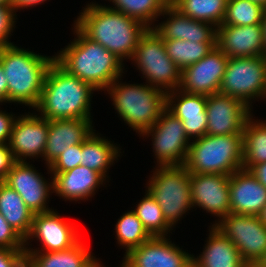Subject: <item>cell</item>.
<instances>
[{"label": "cell", "instance_id": "obj_12", "mask_svg": "<svg viewBox=\"0 0 266 267\" xmlns=\"http://www.w3.org/2000/svg\"><path fill=\"white\" fill-rule=\"evenodd\" d=\"M66 220L56 209L34 214L30 234L25 239V252L64 251L76 245L81 240L78 226ZM35 239L41 246L35 249L28 247Z\"/></svg>", "mask_w": 266, "mask_h": 267}, {"label": "cell", "instance_id": "obj_31", "mask_svg": "<svg viewBox=\"0 0 266 267\" xmlns=\"http://www.w3.org/2000/svg\"><path fill=\"white\" fill-rule=\"evenodd\" d=\"M109 1L113 6L108 5V8L137 19L147 28H153L154 23L159 21L157 19L170 5L171 0H108V2Z\"/></svg>", "mask_w": 266, "mask_h": 267}, {"label": "cell", "instance_id": "obj_11", "mask_svg": "<svg viewBox=\"0 0 266 267\" xmlns=\"http://www.w3.org/2000/svg\"><path fill=\"white\" fill-rule=\"evenodd\" d=\"M214 226L230 239L248 265H255L264 257L266 225L259 216L230 213Z\"/></svg>", "mask_w": 266, "mask_h": 267}, {"label": "cell", "instance_id": "obj_44", "mask_svg": "<svg viewBox=\"0 0 266 267\" xmlns=\"http://www.w3.org/2000/svg\"><path fill=\"white\" fill-rule=\"evenodd\" d=\"M249 171L266 187V162L252 166Z\"/></svg>", "mask_w": 266, "mask_h": 267}, {"label": "cell", "instance_id": "obj_50", "mask_svg": "<svg viewBox=\"0 0 266 267\" xmlns=\"http://www.w3.org/2000/svg\"><path fill=\"white\" fill-rule=\"evenodd\" d=\"M248 267H259V266L255 264V265H248Z\"/></svg>", "mask_w": 266, "mask_h": 267}, {"label": "cell", "instance_id": "obj_16", "mask_svg": "<svg viewBox=\"0 0 266 267\" xmlns=\"http://www.w3.org/2000/svg\"><path fill=\"white\" fill-rule=\"evenodd\" d=\"M49 120L37 113L20 114L12 127L9 147L16 161L43 158ZM28 158V159H27Z\"/></svg>", "mask_w": 266, "mask_h": 267}, {"label": "cell", "instance_id": "obj_9", "mask_svg": "<svg viewBox=\"0 0 266 267\" xmlns=\"http://www.w3.org/2000/svg\"><path fill=\"white\" fill-rule=\"evenodd\" d=\"M266 91V59L262 56L228 58L219 89L222 95L243 101L251 109L253 101L264 100Z\"/></svg>", "mask_w": 266, "mask_h": 267}, {"label": "cell", "instance_id": "obj_35", "mask_svg": "<svg viewBox=\"0 0 266 267\" xmlns=\"http://www.w3.org/2000/svg\"><path fill=\"white\" fill-rule=\"evenodd\" d=\"M265 7L250 0H228L221 25L247 26L262 24Z\"/></svg>", "mask_w": 266, "mask_h": 267}, {"label": "cell", "instance_id": "obj_46", "mask_svg": "<svg viewBox=\"0 0 266 267\" xmlns=\"http://www.w3.org/2000/svg\"><path fill=\"white\" fill-rule=\"evenodd\" d=\"M258 216L261 219V221L266 225V204Z\"/></svg>", "mask_w": 266, "mask_h": 267}, {"label": "cell", "instance_id": "obj_8", "mask_svg": "<svg viewBox=\"0 0 266 267\" xmlns=\"http://www.w3.org/2000/svg\"><path fill=\"white\" fill-rule=\"evenodd\" d=\"M130 61L150 86L165 93L179 89L181 70L167 55L164 40L153 28L141 35Z\"/></svg>", "mask_w": 266, "mask_h": 267}, {"label": "cell", "instance_id": "obj_21", "mask_svg": "<svg viewBox=\"0 0 266 267\" xmlns=\"http://www.w3.org/2000/svg\"><path fill=\"white\" fill-rule=\"evenodd\" d=\"M161 16L166 17L165 20L160 23L156 22L153 29L163 40L180 39L200 43H216V27L210 23L191 19L181 14L171 4Z\"/></svg>", "mask_w": 266, "mask_h": 267}, {"label": "cell", "instance_id": "obj_27", "mask_svg": "<svg viewBox=\"0 0 266 267\" xmlns=\"http://www.w3.org/2000/svg\"><path fill=\"white\" fill-rule=\"evenodd\" d=\"M95 131L81 144V165L100 173L109 182L108 169L119 160L122 149L120 144Z\"/></svg>", "mask_w": 266, "mask_h": 267}, {"label": "cell", "instance_id": "obj_36", "mask_svg": "<svg viewBox=\"0 0 266 267\" xmlns=\"http://www.w3.org/2000/svg\"><path fill=\"white\" fill-rule=\"evenodd\" d=\"M81 165V144L66 149L49 165V173H62Z\"/></svg>", "mask_w": 266, "mask_h": 267}, {"label": "cell", "instance_id": "obj_5", "mask_svg": "<svg viewBox=\"0 0 266 267\" xmlns=\"http://www.w3.org/2000/svg\"><path fill=\"white\" fill-rule=\"evenodd\" d=\"M118 77L105 91L114 109L139 136L150 129L166 109V93L147 83L130 84Z\"/></svg>", "mask_w": 266, "mask_h": 267}, {"label": "cell", "instance_id": "obj_10", "mask_svg": "<svg viewBox=\"0 0 266 267\" xmlns=\"http://www.w3.org/2000/svg\"><path fill=\"white\" fill-rule=\"evenodd\" d=\"M156 166L185 165L191 140L182 121L165 109L157 122L140 137H150Z\"/></svg>", "mask_w": 266, "mask_h": 267}, {"label": "cell", "instance_id": "obj_32", "mask_svg": "<svg viewBox=\"0 0 266 267\" xmlns=\"http://www.w3.org/2000/svg\"><path fill=\"white\" fill-rule=\"evenodd\" d=\"M136 205L133 212L152 237L172 234L170 231L173 230V227L165 220L161 206L147 190H145L144 197Z\"/></svg>", "mask_w": 266, "mask_h": 267}, {"label": "cell", "instance_id": "obj_26", "mask_svg": "<svg viewBox=\"0 0 266 267\" xmlns=\"http://www.w3.org/2000/svg\"><path fill=\"white\" fill-rule=\"evenodd\" d=\"M83 242L64 251L25 252L27 267H106Z\"/></svg>", "mask_w": 266, "mask_h": 267}, {"label": "cell", "instance_id": "obj_2", "mask_svg": "<svg viewBox=\"0 0 266 267\" xmlns=\"http://www.w3.org/2000/svg\"><path fill=\"white\" fill-rule=\"evenodd\" d=\"M72 28L76 37L55 53V61L70 75L92 85L97 92H105L125 74V64L114 53L87 38L74 24Z\"/></svg>", "mask_w": 266, "mask_h": 267}, {"label": "cell", "instance_id": "obj_28", "mask_svg": "<svg viewBox=\"0 0 266 267\" xmlns=\"http://www.w3.org/2000/svg\"><path fill=\"white\" fill-rule=\"evenodd\" d=\"M0 213L25 240L30 234L34 213L21 196L4 182H0Z\"/></svg>", "mask_w": 266, "mask_h": 267}, {"label": "cell", "instance_id": "obj_22", "mask_svg": "<svg viewBox=\"0 0 266 267\" xmlns=\"http://www.w3.org/2000/svg\"><path fill=\"white\" fill-rule=\"evenodd\" d=\"M92 119L49 120L48 137L43 155L46 168L66 149L82 144L93 132Z\"/></svg>", "mask_w": 266, "mask_h": 267}, {"label": "cell", "instance_id": "obj_1", "mask_svg": "<svg viewBox=\"0 0 266 267\" xmlns=\"http://www.w3.org/2000/svg\"><path fill=\"white\" fill-rule=\"evenodd\" d=\"M87 38L114 53L123 62L132 59L138 41L147 27L132 17L90 2L73 23Z\"/></svg>", "mask_w": 266, "mask_h": 267}, {"label": "cell", "instance_id": "obj_14", "mask_svg": "<svg viewBox=\"0 0 266 267\" xmlns=\"http://www.w3.org/2000/svg\"><path fill=\"white\" fill-rule=\"evenodd\" d=\"M43 174L27 161H16L7 173L4 183L14 189L27 207L34 213H46L49 207V195L53 193V179L46 180Z\"/></svg>", "mask_w": 266, "mask_h": 267}, {"label": "cell", "instance_id": "obj_3", "mask_svg": "<svg viewBox=\"0 0 266 267\" xmlns=\"http://www.w3.org/2000/svg\"><path fill=\"white\" fill-rule=\"evenodd\" d=\"M97 90L70 75L56 61L50 66L42 95L34 109L45 119H93L91 102Z\"/></svg>", "mask_w": 266, "mask_h": 267}, {"label": "cell", "instance_id": "obj_19", "mask_svg": "<svg viewBox=\"0 0 266 267\" xmlns=\"http://www.w3.org/2000/svg\"><path fill=\"white\" fill-rule=\"evenodd\" d=\"M207 96L172 90L166 93V109L179 118L191 140L203 137L207 131Z\"/></svg>", "mask_w": 266, "mask_h": 267}, {"label": "cell", "instance_id": "obj_4", "mask_svg": "<svg viewBox=\"0 0 266 267\" xmlns=\"http://www.w3.org/2000/svg\"><path fill=\"white\" fill-rule=\"evenodd\" d=\"M55 56L13 45L0 46V63L8 81V103L37 107L47 72Z\"/></svg>", "mask_w": 266, "mask_h": 267}, {"label": "cell", "instance_id": "obj_42", "mask_svg": "<svg viewBox=\"0 0 266 267\" xmlns=\"http://www.w3.org/2000/svg\"><path fill=\"white\" fill-rule=\"evenodd\" d=\"M47 0H11V6L14 8L15 12L22 9H28V7H37L39 4H44Z\"/></svg>", "mask_w": 266, "mask_h": 267}, {"label": "cell", "instance_id": "obj_40", "mask_svg": "<svg viewBox=\"0 0 266 267\" xmlns=\"http://www.w3.org/2000/svg\"><path fill=\"white\" fill-rule=\"evenodd\" d=\"M17 115L0 109V144H9L12 127Z\"/></svg>", "mask_w": 266, "mask_h": 267}, {"label": "cell", "instance_id": "obj_20", "mask_svg": "<svg viewBox=\"0 0 266 267\" xmlns=\"http://www.w3.org/2000/svg\"><path fill=\"white\" fill-rule=\"evenodd\" d=\"M263 43L262 24L220 25L216 28V46L228 58L262 56Z\"/></svg>", "mask_w": 266, "mask_h": 267}, {"label": "cell", "instance_id": "obj_34", "mask_svg": "<svg viewBox=\"0 0 266 267\" xmlns=\"http://www.w3.org/2000/svg\"><path fill=\"white\" fill-rule=\"evenodd\" d=\"M114 230L117 244L121 246V248H125V254L132 248L147 242L152 237L133 210L123 213L122 216L118 218Z\"/></svg>", "mask_w": 266, "mask_h": 267}, {"label": "cell", "instance_id": "obj_13", "mask_svg": "<svg viewBox=\"0 0 266 267\" xmlns=\"http://www.w3.org/2000/svg\"><path fill=\"white\" fill-rule=\"evenodd\" d=\"M170 239V236L151 237L124 254L119 267H193V254Z\"/></svg>", "mask_w": 266, "mask_h": 267}, {"label": "cell", "instance_id": "obj_6", "mask_svg": "<svg viewBox=\"0 0 266 267\" xmlns=\"http://www.w3.org/2000/svg\"><path fill=\"white\" fill-rule=\"evenodd\" d=\"M185 166L190 174H226L243 169V135H205L191 140Z\"/></svg>", "mask_w": 266, "mask_h": 267}, {"label": "cell", "instance_id": "obj_15", "mask_svg": "<svg viewBox=\"0 0 266 267\" xmlns=\"http://www.w3.org/2000/svg\"><path fill=\"white\" fill-rule=\"evenodd\" d=\"M252 109L243 101L220 93L207 96L206 135H243L247 119Z\"/></svg>", "mask_w": 266, "mask_h": 267}, {"label": "cell", "instance_id": "obj_7", "mask_svg": "<svg viewBox=\"0 0 266 267\" xmlns=\"http://www.w3.org/2000/svg\"><path fill=\"white\" fill-rule=\"evenodd\" d=\"M145 186L161 206L165 220L176 228L183 215L193 208L190 173L185 165L155 166Z\"/></svg>", "mask_w": 266, "mask_h": 267}, {"label": "cell", "instance_id": "obj_25", "mask_svg": "<svg viewBox=\"0 0 266 267\" xmlns=\"http://www.w3.org/2000/svg\"><path fill=\"white\" fill-rule=\"evenodd\" d=\"M206 244L199 256L193 255V267H248L236 246L214 225L209 226Z\"/></svg>", "mask_w": 266, "mask_h": 267}, {"label": "cell", "instance_id": "obj_18", "mask_svg": "<svg viewBox=\"0 0 266 267\" xmlns=\"http://www.w3.org/2000/svg\"><path fill=\"white\" fill-rule=\"evenodd\" d=\"M190 187L193 209H203L218 218L212 225L230 214L229 175L190 174Z\"/></svg>", "mask_w": 266, "mask_h": 267}, {"label": "cell", "instance_id": "obj_30", "mask_svg": "<svg viewBox=\"0 0 266 267\" xmlns=\"http://www.w3.org/2000/svg\"><path fill=\"white\" fill-rule=\"evenodd\" d=\"M228 0H171L170 4L191 19L220 26L225 17Z\"/></svg>", "mask_w": 266, "mask_h": 267}, {"label": "cell", "instance_id": "obj_38", "mask_svg": "<svg viewBox=\"0 0 266 267\" xmlns=\"http://www.w3.org/2000/svg\"><path fill=\"white\" fill-rule=\"evenodd\" d=\"M0 248L24 250L25 240L11 227L0 213Z\"/></svg>", "mask_w": 266, "mask_h": 267}, {"label": "cell", "instance_id": "obj_39", "mask_svg": "<svg viewBox=\"0 0 266 267\" xmlns=\"http://www.w3.org/2000/svg\"><path fill=\"white\" fill-rule=\"evenodd\" d=\"M0 267H27L25 250L0 248Z\"/></svg>", "mask_w": 266, "mask_h": 267}, {"label": "cell", "instance_id": "obj_17", "mask_svg": "<svg viewBox=\"0 0 266 267\" xmlns=\"http://www.w3.org/2000/svg\"><path fill=\"white\" fill-rule=\"evenodd\" d=\"M228 57L215 46L204 58L181 71L179 89L210 96L219 93Z\"/></svg>", "mask_w": 266, "mask_h": 267}, {"label": "cell", "instance_id": "obj_29", "mask_svg": "<svg viewBox=\"0 0 266 267\" xmlns=\"http://www.w3.org/2000/svg\"><path fill=\"white\" fill-rule=\"evenodd\" d=\"M252 114L243 128V169L266 162V120L253 119Z\"/></svg>", "mask_w": 266, "mask_h": 267}, {"label": "cell", "instance_id": "obj_49", "mask_svg": "<svg viewBox=\"0 0 266 267\" xmlns=\"http://www.w3.org/2000/svg\"><path fill=\"white\" fill-rule=\"evenodd\" d=\"M0 4H11V0H0Z\"/></svg>", "mask_w": 266, "mask_h": 267}, {"label": "cell", "instance_id": "obj_24", "mask_svg": "<svg viewBox=\"0 0 266 267\" xmlns=\"http://www.w3.org/2000/svg\"><path fill=\"white\" fill-rule=\"evenodd\" d=\"M230 213L258 216L266 204V187L245 169L229 176Z\"/></svg>", "mask_w": 266, "mask_h": 267}, {"label": "cell", "instance_id": "obj_23", "mask_svg": "<svg viewBox=\"0 0 266 267\" xmlns=\"http://www.w3.org/2000/svg\"><path fill=\"white\" fill-rule=\"evenodd\" d=\"M47 169L53 179V193L64 201H88L107 181L100 173L82 165L62 173H49V166Z\"/></svg>", "mask_w": 266, "mask_h": 267}, {"label": "cell", "instance_id": "obj_43", "mask_svg": "<svg viewBox=\"0 0 266 267\" xmlns=\"http://www.w3.org/2000/svg\"><path fill=\"white\" fill-rule=\"evenodd\" d=\"M8 103V81L0 63V105Z\"/></svg>", "mask_w": 266, "mask_h": 267}, {"label": "cell", "instance_id": "obj_41", "mask_svg": "<svg viewBox=\"0 0 266 267\" xmlns=\"http://www.w3.org/2000/svg\"><path fill=\"white\" fill-rule=\"evenodd\" d=\"M16 162L9 144H0V182H4L7 173Z\"/></svg>", "mask_w": 266, "mask_h": 267}, {"label": "cell", "instance_id": "obj_45", "mask_svg": "<svg viewBox=\"0 0 266 267\" xmlns=\"http://www.w3.org/2000/svg\"><path fill=\"white\" fill-rule=\"evenodd\" d=\"M262 26H263V35H264L262 57H264L266 59V8L264 9L263 16H262Z\"/></svg>", "mask_w": 266, "mask_h": 267}, {"label": "cell", "instance_id": "obj_37", "mask_svg": "<svg viewBox=\"0 0 266 267\" xmlns=\"http://www.w3.org/2000/svg\"><path fill=\"white\" fill-rule=\"evenodd\" d=\"M16 14L11 4H0V46L13 45L9 39L16 28Z\"/></svg>", "mask_w": 266, "mask_h": 267}, {"label": "cell", "instance_id": "obj_33", "mask_svg": "<svg viewBox=\"0 0 266 267\" xmlns=\"http://www.w3.org/2000/svg\"><path fill=\"white\" fill-rule=\"evenodd\" d=\"M167 55L182 71L204 58L215 46L216 43H200L191 40H164Z\"/></svg>", "mask_w": 266, "mask_h": 267}, {"label": "cell", "instance_id": "obj_47", "mask_svg": "<svg viewBox=\"0 0 266 267\" xmlns=\"http://www.w3.org/2000/svg\"><path fill=\"white\" fill-rule=\"evenodd\" d=\"M259 267H266V253L264 257L257 263Z\"/></svg>", "mask_w": 266, "mask_h": 267}, {"label": "cell", "instance_id": "obj_48", "mask_svg": "<svg viewBox=\"0 0 266 267\" xmlns=\"http://www.w3.org/2000/svg\"><path fill=\"white\" fill-rule=\"evenodd\" d=\"M250 1L256 2L266 8V0H250Z\"/></svg>", "mask_w": 266, "mask_h": 267}]
</instances>
